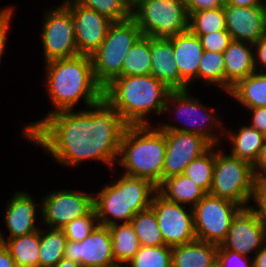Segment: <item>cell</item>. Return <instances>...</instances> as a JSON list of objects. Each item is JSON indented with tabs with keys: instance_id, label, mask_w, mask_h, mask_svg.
Returning a JSON list of instances; mask_svg holds the SVG:
<instances>
[{
	"instance_id": "obj_1",
	"label": "cell",
	"mask_w": 266,
	"mask_h": 267,
	"mask_svg": "<svg viewBox=\"0 0 266 267\" xmlns=\"http://www.w3.org/2000/svg\"><path fill=\"white\" fill-rule=\"evenodd\" d=\"M83 110L55 112L24 126L23 137L52 154L62 165L100 160L112 170L130 124L102 97Z\"/></svg>"
},
{
	"instance_id": "obj_2",
	"label": "cell",
	"mask_w": 266,
	"mask_h": 267,
	"mask_svg": "<svg viewBox=\"0 0 266 267\" xmlns=\"http://www.w3.org/2000/svg\"><path fill=\"white\" fill-rule=\"evenodd\" d=\"M48 95L55 107L47 116L65 110H73L84 99L87 107L103 97V88L96 82L91 57L77 55L71 58L46 62Z\"/></svg>"
},
{
	"instance_id": "obj_3",
	"label": "cell",
	"mask_w": 266,
	"mask_h": 267,
	"mask_svg": "<svg viewBox=\"0 0 266 267\" xmlns=\"http://www.w3.org/2000/svg\"><path fill=\"white\" fill-rule=\"evenodd\" d=\"M171 91L151 74L120 76L103 88V97L130 125H150L147 114L164 113Z\"/></svg>"
},
{
	"instance_id": "obj_4",
	"label": "cell",
	"mask_w": 266,
	"mask_h": 267,
	"mask_svg": "<svg viewBox=\"0 0 266 267\" xmlns=\"http://www.w3.org/2000/svg\"><path fill=\"white\" fill-rule=\"evenodd\" d=\"M165 151V131L150 125H130L120 142V159L116 161L125 168L123 174L158 186L162 182Z\"/></svg>"
},
{
	"instance_id": "obj_5",
	"label": "cell",
	"mask_w": 266,
	"mask_h": 267,
	"mask_svg": "<svg viewBox=\"0 0 266 267\" xmlns=\"http://www.w3.org/2000/svg\"><path fill=\"white\" fill-rule=\"evenodd\" d=\"M111 183L94 196L98 223L107 227L117 224L119 220L130 223L138 212L151 207L157 192V186L151 181L126 174Z\"/></svg>"
},
{
	"instance_id": "obj_6",
	"label": "cell",
	"mask_w": 266,
	"mask_h": 267,
	"mask_svg": "<svg viewBox=\"0 0 266 267\" xmlns=\"http://www.w3.org/2000/svg\"><path fill=\"white\" fill-rule=\"evenodd\" d=\"M142 36L132 18L110 25L101 46L90 55L95 80L102 88L121 76L126 54Z\"/></svg>"
},
{
	"instance_id": "obj_7",
	"label": "cell",
	"mask_w": 266,
	"mask_h": 267,
	"mask_svg": "<svg viewBox=\"0 0 266 267\" xmlns=\"http://www.w3.org/2000/svg\"><path fill=\"white\" fill-rule=\"evenodd\" d=\"M131 18L143 36L170 39L188 30L185 3L179 0H132Z\"/></svg>"
},
{
	"instance_id": "obj_8",
	"label": "cell",
	"mask_w": 266,
	"mask_h": 267,
	"mask_svg": "<svg viewBox=\"0 0 266 267\" xmlns=\"http://www.w3.org/2000/svg\"><path fill=\"white\" fill-rule=\"evenodd\" d=\"M215 150L213 181L209 194L230 200L242 208L252 199L257 180L256 168L249 162Z\"/></svg>"
},
{
	"instance_id": "obj_9",
	"label": "cell",
	"mask_w": 266,
	"mask_h": 267,
	"mask_svg": "<svg viewBox=\"0 0 266 267\" xmlns=\"http://www.w3.org/2000/svg\"><path fill=\"white\" fill-rule=\"evenodd\" d=\"M241 208L230 200L207 193L193 207L196 240L221 245Z\"/></svg>"
},
{
	"instance_id": "obj_10",
	"label": "cell",
	"mask_w": 266,
	"mask_h": 267,
	"mask_svg": "<svg viewBox=\"0 0 266 267\" xmlns=\"http://www.w3.org/2000/svg\"><path fill=\"white\" fill-rule=\"evenodd\" d=\"M188 91L189 90L171 91L167 97V101L165 103V109H164L165 112H168V110H170L168 109V107H170L171 104L173 106L175 104L178 105V106L176 105L174 106L176 108L175 115H179V118H180V114H181L182 119L180 118L179 120L178 118V120L182 122L184 119L185 121L184 125H186L187 127H184V126L178 127L175 125L173 126L172 124L171 125L162 124L161 126L158 125V127L163 131H179V132L195 133V134L205 137L212 145L214 146L218 145L219 143L218 140L220 138H218L216 134H212V128H213V125L215 126V129H217V127L222 128L220 126V124L222 125V123L220 122L219 119H216V120L214 119L213 110L211 109L207 110L203 106V104L199 103V100L197 98H194L191 95H189ZM199 113L201 114L199 115ZM199 118L201 122L199 121ZM187 121L189 123H187ZM206 122L210 123L211 124L210 126H212V128L211 127L209 128ZM203 128H205L206 131Z\"/></svg>"
},
{
	"instance_id": "obj_11",
	"label": "cell",
	"mask_w": 266,
	"mask_h": 267,
	"mask_svg": "<svg viewBox=\"0 0 266 267\" xmlns=\"http://www.w3.org/2000/svg\"><path fill=\"white\" fill-rule=\"evenodd\" d=\"M151 208L166 246L175 247L196 240L193 208L185 210L186 206L169 201L158 192L153 196Z\"/></svg>"
},
{
	"instance_id": "obj_12",
	"label": "cell",
	"mask_w": 266,
	"mask_h": 267,
	"mask_svg": "<svg viewBox=\"0 0 266 267\" xmlns=\"http://www.w3.org/2000/svg\"><path fill=\"white\" fill-rule=\"evenodd\" d=\"M45 14L41 34L45 61L80 55L75 41L70 10L62 3Z\"/></svg>"
},
{
	"instance_id": "obj_13",
	"label": "cell",
	"mask_w": 266,
	"mask_h": 267,
	"mask_svg": "<svg viewBox=\"0 0 266 267\" xmlns=\"http://www.w3.org/2000/svg\"><path fill=\"white\" fill-rule=\"evenodd\" d=\"M42 200L39 207L42 219L51 229H62L94 208V196L80 191L60 190L49 193Z\"/></svg>"
},
{
	"instance_id": "obj_14",
	"label": "cell",
	"mask_w": 266,
	"mask_h": 267,
	"mask_svg": "<svg viewBox=\"0 0 266 267\" xmlns=\"http://www.w3.org/2000/svg\"><path fill=\"white\" fill-rule=\"evenodd\" d=\"M166 151L162 181L183 174L186 166L206 153L213 145L203 136L179 131H165Z\"/></svg>"
},
{
	"instance_id": "obj_15",
	"label": "cell",
	"mask_w": 266,
	"mask_h": 267,
	"mask_svg": "<svg viewBox=\"0 0 266 267\" xmlns=\"http://www.w3.org/2000/svg\"><path fill=\"white\" fill-rule=\"evenodd\" d=\"M64 257L82 267H116L110 230L98 225L83 241H67Z\"/></svg>"
},
{
	"instance_id": "obj_16",
	"label": "cell",
	"mask_w": 266,
	"mask_h": 267,
	"mask_svg": "<svg viewBox=\"0 0 266 267\" xmlns=\"http://www.w3.org/2000/svg\"><path fill=\"white\" fill-rule=\"evenodd\" d=\"M63 4L72 15L78 53L90 56L101 46L113 21L93 9L72 4L71 0Z\"/></svg>"
},
{
	"instance_id": "obj_17",
	"label": "cell",
	"mask_w": 266,
	"mask_h": 267,
	"mask_svg": "<svg viewBox=\"0 0 266 267\" xmlns=\"http://www.w3.org/2000/svg\"><path fill=\"white\" fill-rule=\"evenodd\" d=\"M265 240L266 227L249 206L241 208L234 216L226 239L220 246L247 256L256 249L258 252L266 244Z\"/></svg>"
},
{
	"instance_id": "obj_18",
	"label": "cell",
	"mask_w": 266,
	"mask_h": 267,
	"mask_svg": "<svg viewBox=\"0 0 266 267\" xmlns=\"http://www.w3.org/2000/svg\"><path fill=\"white\" fill-rule=\"evenodd\" d=\"M224 12L232 40L253 45L266 34V6L241 7L225 3Z\"/></svg>"
},
{
	"instance_id": "obj_19",
	"label": "cell",
	"mask_w": 266,
	"mask_h": 267,
	"mask_svg": "<svg viewBox=\"0 0 266 267\" xmlns=\"http://www.w3.org/2000/svg\"><path fill=\"white\" fill-rule=\"evenodd\" d=\"M151 75L170 90H188V84L180 77L174 60L173 43L169 39L150 37Z\"/></svg>"
},
{
	"instance_id": "obj_20",
	"label": "cell",
	"mask_w": 266,
	"mask_h": 267,
	"mask_svg": "<svg viewBox=\"0 0 266 267\" xmlns=\"http://www.w3.org/2000/svg\"><path fill=\"white\" fill-rule=\"evenodd\" d=\"M35 200L27 192H16L6 207L5 223L10 239L31 234L37 230Z\"/></svg>"
},
{
	"instance_id": "obj_21",
	"label": "cell",
	"mask_w": 266,
	"mask_h": 267,
	"mask_svg": "<svg viewBox=\"0 0 266 267\" xmlns=\"http://www.w3.org/2000/svg\"><path fill=\"white\" fill-rule=\"evenodd\" d=\"M169 40L173 43L174 60L180 77L190 84L192 80L198 79L199 63L204 53L200 39L188 29Z\"/></svg>"
},
{
	"instance_id": "obj_22",
	"label": "cell",
	"mask_w": 266,
	"mask_h": 267,
	"mask_svg": "<svg viewBox=\"0 0 266 267\" xmlns=\"http://www.w3.org/2000/svg\"><path fill=\"white\" fill-rule=\"evenodd\" d=\"M249 43L232 40L225 50L224 71L225 91L228 93L238 81L245 79L256 70L254 63L253 45ZM251 49V50H250Z\"/></svg>"
},
{
	"instance_id": "obj_23",
	"label": "cell",
	"mask_w": 266,
	"mask_h": 267,
	"mask_svg": "<svg viewBox=\"0 0 266 267\" xmlns=\"http://www.w3.org/2000/svg\"><path fill=\"white\" fill-rule=\"evenodd\" d=\"M227 134L232 144L230 155L247 161L256 168L264 152L266 136L252 126H242L238 133L227 130Z\"/></svg>"
},
{
	"instance_id": "obj_24",
	"label": "cell",
	"mask_w": 266,
	"mask_h": 267,
	"mask_svg": "<svg viewBox=\"0 0 266 267\" xmlns=\"http://www.w3.org/2000/svg\"><path fill=\"white\" fill-rule=\"evenodd\" d=\"M217 250L218 245L200 240L172 247V267H211Z\"/></svg>"
},
{
	"instance_id": "obj_25",
	"label": "cell",
	"mask_w": 266,
	"mask_h": 267,
	"mask_svg": "<svg viewBox=\"0 0 266 267\" xmlns=\"http://www.w3.org/2000/svg\"><path fill=\"white\" fill-rule=\"evenodd\" d=\"M157 192L165 199L193 208L207 193L184 174L163 180Z\"/></svg>"
},
{
	"instance_id": "obj_26",
	"label": "cell",
	"mask_w": 266,
	"mask_h": 267,
	"mask_svg": "<svg viewBox=\"0 0 266 267\" xmlns=\"http://www.w3.org/2000/svg\"><path fill=\"white\" fill-rule=\"evenodd\" d=\"M228 94L248 109L266 107V72L260 69L238 81Z\"/></svg>"
},
{
	"instance_id": "obj_27",
	"label": "cell",
	"mask_w": 266,
	"mask_h": 267,
	"mask_svg": "<svg viewBox=\"0 0 266 267\" xmlns=\"http://www.w3.org/2000/svg\"><path fill=\"white\" fill-rule=\"evenodd\" d=\"M0 243H3L18 267L39 266L40 229L21 237L5 240L0 233Z\"/></svg>"
},
{
	"instance_id": "obj_28",
	"label": "cell",
	"mask_w": 266,
	"mask_h": 267,
	"mask_svg": "<svg viewBox=\"0 0 266 267\" xmlns=\"http://www.w3.org/2000/svg\"><path fill=\"white\" fill-rule=\"evenodd\" d=\"M110 230L115 262L128 263L139 251L141 245L131 223L114 224L108 226Z\"/></svg>"
},
{
	"instance_id": "obj_29",
	"label": "cell",
	"mask_w": 266,
	"mask_h": 267,
	"mask_svg": "<svg viewBox=\"0 0 266 267\" xmlns=\"http://www.w3.org/2000/svg\"><path fill=\"white\" fill-rule=\"evenodd\" d=\"M66 244L62 229L40 230L39 266L54 267L64 258Z\"/></svg>"
},
{
	"instance_id": "obj_30",
	"label": "cell",
	"mask_w": 266,
	"mask_h": 267,
	"mask_svg": "<svg viewBox=\"0 0 266 267\" xmlns=\"http://www.w3.org/2000/svg\"><path fill=\"white\" fill-rule=\"evenodd\" d=\"M151 74L150 37L142 36L128 51L121 76Z\"/></svg>"
},
{
	"instance_id": "obj_31",
	"label": "cell",
	"mask_w": 266,
	"mask_h": 267,
	"mask_svg": "<svg viewBox=\"0 0 266 267\" xmlns=\"http://www.w3.org/2000/svg\"><path fill=\"white\" fill-rule=\"evenodd\" d=\"M130 223L141 246L165 245L159 230L157 216L151 207L138 212Z\"/></svg>"
},
{
	"instance_id": "obj_32",
	"label": "cell",
	"mask_w": 266,
	"mask_h": 267,
	"mask_svg": "<svg viewBox=\"0 0 266 267\" xmlns=\"http://www.w3.org/2000/svg\"><path fill=\"white\" fill-rule=\"evenodd\" d=\"M214 145L202 156L191 161L184 169L183 174L190 178L196 185L209 193L213 181L215 166Z\"/></svg>"
},
{
	"instance_id": "obj_33",
	"label": "cell",
	"mask_w": 266,
	"mask_h": 267,
	"mask_svg": "<svg viewBox=\"0 0 266 267\" xmlns=\"http://www.w3.org/2000/svg\"><path fill=\"white\" fill-rule=\"evenodd\" d=\"M188 29L195 35L227 30L224 7L192 13L188 19Z\"/></svg>"
},
{
	"instance_id": "obj_34",
	"label": "cell",
	"mask_w": 266,
	"mask_h": 267,
	"mask_svg": "<svg viewBox=\"0 0 266 267\" xmlns=\"http://www.w3.org/2000/svg\"><path fill=\"white\" fill-rule=\"evenodd\" d=\"M72 3L93 9L113 22L131 18L132 0H71Z\"/></svg>"
},
{
	"instance_id": "obj_35",
	"label": "cell",
	"mask_w": 266,
	"mask_h": 267,
	"mask_svg": "<svg viewBox=\"0 0 266 267\" xmlns=\"http://www.w3.org/2000/svg\"><path fill=\"white\" fill-rule=\"evenodd\" d=\"M127 264L130 267H172V247L141 246Z\"/></svg>"
},
{
	"instance_id": "obj_36",
	"label": "cell",
	"mask_w": 266,
	"mask_h": 267,
	"mask_svg": "<svg viewBox=\"0 0 266 267\" xmlns=\"http://www.w3.org/2000/svg\"><path fill=\"white\" fill-rule=\"evenodd\" d=\"M218 84L225 91L224 54L204 50L198 68V79Z\"/></svg>"
},
{
	"instance_id": "obj_37",
	"label": "cell",
	"mask_w": 266,
	"mask_h": 267,
	"mask_svg": "<svg viewBox=\"0 0 266 267\" xmlns=\"http://www.w3.org/2000/svg\"><path fill=\"white\" fill-rule=\"evenodd\" d=\"M98 225L97 214L95 208H93L87 215L74 219L65 225L62 230L66 235L67 241L80 242L83 241Z\"/></svg>"
},
{
	"instance_id": "obj_38",
	"label": "cell",
	"mask_w": 266,
	"mask_h": 267,
	"mask_svg": "<svg viewBox=\"0 0 266 267\" xmlns=\"http://www.w3.org/2000/svg\"><path fill=\"white\" fill-rule=\"evenodd\" d=\"M196 36L199 37L204 50L219 53H224L232 41L231 35L227 30Z\"/></svg>"
},
{
	"instance_id": "obj_39",
	"label": "cell",
	"mask_w": 266,
	"mask_h": 267,
	"mask_svg": "<svg viewBox=\"0 0 266 267\" xmlns=\"http://www.w3.org/2000/svg\"><path fill=\"white\" fill-rule=\"evenodd\" d=\"M246 258V255L225 250L218 245L216 263L219 267H253V260L249 263Z\"/></svg>"
},
{
	"instance_id": "obj_40",
	"label": "cell",
	"mask_w": 266,
	"mask_h": 267,
	"mask_svg": "<svg viewBox=\"0 0 266 267\" xmlns=\"http://www.w3.org/2000/svg\"><path fill=\"white\" fill-rule=\"evenodd\" d=\"M252 199H254L258 209L253 208V206L250 207L266 227V178L257 177Z\"/></svg>"
},
{
	"instance_id": "obj_41",
	"label": "cell",
	"mask_w": 266,
	"mask_h": 267,
	"mask_svg": "<svg viewBox=\"0 0 266 267\" xmlns=\"http://www.w3.org/2000/svg\"><path fill=\"white\" fill-rule=\"evenodd\" d=\"M225 0H188L185 3L188 17L194 12L224 7Z\"/></svg>"
},
{
	"instance_id": "obj_42",
	"label": "cell",
	"mask_w": 266,
	"mask_h": 267,
	"mask_svg": "<svg viewBox=\"0 0 266 267\" xmlns=\"http://www.w3.org/2000/svg\"><path fill=\"white\" fill-rule=\"evenodd\" d=\"M13 11V7H7L0 10V59L2 58V54L6 46L7 31H9Z\"/></svg>"
},
{
	"instance_id": "obj_43",
	"label": "cell",
	"mask_w": 266,
	"mask_h": 267,
	"mask_svg": "<svg viewBox=\"0 0 266 267\" xmlns=\"http://www.w3.org/2000/svg\"><path fill=\"white\" fill-rule=\"evenodd\" d=\"M249 110L253 112L252 124H250V126L254 127L266 136V107L253 108Z\"/></svg>"
},
{
	"instance_id": "obj_44",
	"label": "cell",
	"mask_w": 266,
	"mask_h": 267,
	"mask_svg": "<svg viewBox=\"0 0 266 267\" xmlns=\"http://www.w3.org/2000/svg\"><path fill=\"white\" fill-rule=\"evenodd\" d=\"M253 48L257 51V55L254 54L255 68L257 69V61H259L262 66L264 65V70L266 67V34L253 44Z\"/></svg>"
},
{
	"instance_id": "obj_45",
	"label": "cell",
	"mask_w": 266,
	"mask_h": 267,
	"mask_svg": "<svg viewBox=\"0 0 266 267\" xmlns=\"http://www.w3.org/2000/svg\"><path fill=\"white\" fill-rule=\"evenodd\" d=\"M15 266L16 264L10 254V251L3 243H0V267H15Z\"/></svg>"
},
{
	"instance_id": "obj_46",
	"label": "cell",
	"mask_w": 266,
	"mask_h": 267,
	"mask_svg": "<svg viewBox=\"0 0 266 267\" xmlns=\"http://www.w3.org/2000/svg\"><path fill=\"white\" fill-rule=\"evenodd\" d=\"M225 3L241 7L266 6V3L261 0H225Z\"/></svg>"
},
{
	"instance_id": "obj_47",
	"label": "cell",
	"mask_w": 266,
	"mask_h": 267,
	"mask_svg": "<svg viewBox=\"0 0 266 267\" xmlns=\"http://www.w3.org/2000/svg\"><path fill=\"white\" fill-rule=\"evenodd\" d=\"M255 255L253 267H266V244Z\"/></svg>"
},
{
	"instance_id": "obj_48",
	"label": "cell",
	"mask_w": 266,
	"mask_h": 267,
	"mask_svg": "<svg viewBox=\"0 0 266 267\" xmlns=\"http://www.w3.org/2000/svg\"><path fill=\"white\" fill-rule=\"evenodd\" d=\"M256 174H257V177L266 178V143H265L264 152L261 157V160L256 167Z\"/></svg>"
},
{
	"instance_id": "obj_49",
	"label": "cell",
	"mask_w": 266,
	"mask_h": 267,
	"mask_svg": "<svg viewBox=\"0 0 266 267\" xmlns=\"http://www.w3.org/2000/svg\"><path fill=\"white\" fill-rule=\"evenodd\" d=\"M54 267H82L71 259L62 258Z\"/></svg>"
},
{
	"instance_id": "obj_50",
	"label": "cell",
	"mask_w": 266,
	"mask_h": 267,
	"mask_svg": "<svg viewBox=\"0 0 266 267\" xmlns=\"http://www.w3.org/2000/svg\"><path fill=\"white\" fill-rule=\"evenodd\" d=\"M211 267H219L217 263H215L214 265H212Z\"/></svg>"
},
{
	"instance_id": "obj_51",
	"label": "cell",
	"mask_w": 266,
	"mask_h": 267,
	"mask_svg": "<svg viewBox=\"0 0 266 267\" xmlns=\"http://www.w3.org/2000/svg\"><path fill=\"white\" fill-rule=\"evenodd\" d=\"M179 1H181V2H183V3H186L188 0H179Z\"/></svg>"
}]
</instances>
